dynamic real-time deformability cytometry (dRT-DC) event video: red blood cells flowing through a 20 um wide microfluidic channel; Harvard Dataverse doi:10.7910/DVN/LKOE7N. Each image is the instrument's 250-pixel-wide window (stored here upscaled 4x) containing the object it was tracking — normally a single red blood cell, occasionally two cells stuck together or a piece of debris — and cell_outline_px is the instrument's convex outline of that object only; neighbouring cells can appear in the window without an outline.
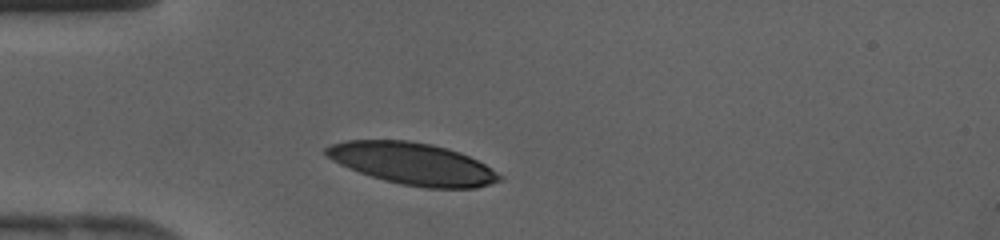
{"species": "human", "species_latin": "Homo sapiens", "temperature_condition": "cold", "stored_images_in_passage": 28, "camera_frame_rate_fps": 3000, "um_per_image_px": 0.085, "donor": {"sex": "female"}, "frame": {"image": 1, "passage_image": 1, "time_ms": 0.0, "image_size_px": [1000, 240], "cell_outline_px": [[504, 176], [500, 180], [476, 188], [424, 188], [400, 184], [384, 180], [348, 168], [332, 160], [324, 152], [324, 148], [332, 144], [344, 140], [408, 140], [432, 144], [448, 148], [460, 152], [484, 164]], "centroid_in_image_um": [35.07, 13.91], "position_along_channel_um": 49.9, "area_um2": 42.25}}
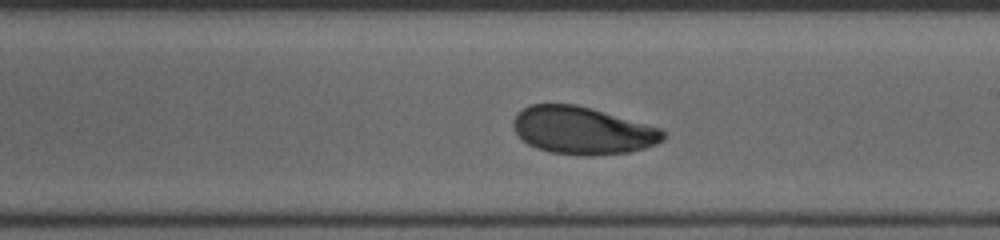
{"frame": {"image": 2, "passage_image": 14, "time_ms": 4.333, "image_size_px": [1000, 240], "cell_outline_px": [[664, 140], [656, 144], [644, 148], [628, 152], [592, 156], [580, 156], [548, 152], [536, 148], [528, 144], [516, 132], [512, 124], [512, 120], [524, 108], [532, 104], [576, 104], [592, 108], [660, 128], [664, 132]], "centroid_in_image_um": [49.51, 11.1], "position_along_channel_um": 239.5, "area_um2": 41.44}}
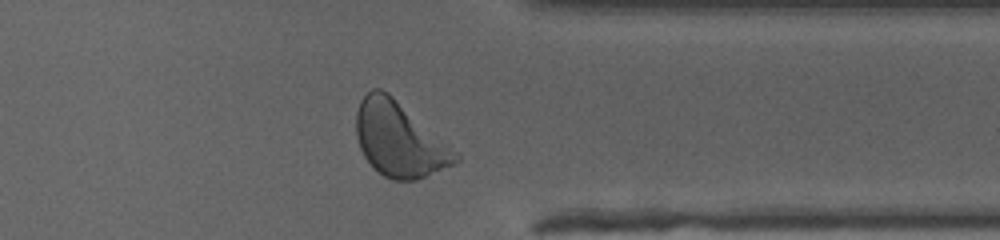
{"frame": {"image": 3, "passage_image": 23, "time_ms": 7.333, "image_size_px": [1000, 240], "cell_outline_px": [[460, 160], [452, 164], [416, 180], [392, 180], [384, 176], [372, 168], [364, 156], [360, 148], [356, 136], [356, 112], [360, 100], [372, 88], [380, 88], [388, 92], [460, 152]], "centroid_in_image_um": [33.94, 11.84], "position_along_channel_um": 377.5, "area_um2": 43.41}}